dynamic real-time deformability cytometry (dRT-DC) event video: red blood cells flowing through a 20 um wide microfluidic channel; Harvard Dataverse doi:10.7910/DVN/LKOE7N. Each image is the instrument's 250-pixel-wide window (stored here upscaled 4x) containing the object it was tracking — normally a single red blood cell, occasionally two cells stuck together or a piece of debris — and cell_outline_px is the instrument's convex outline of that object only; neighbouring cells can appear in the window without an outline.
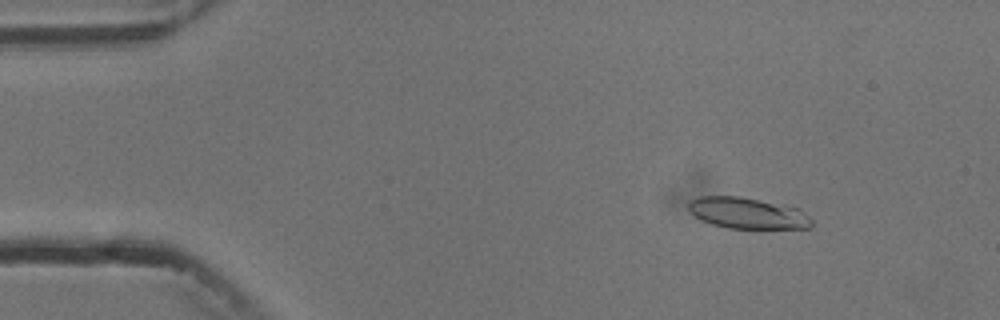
{"species": "common noctule bat (a hibernating species)", "species_latin": "Nyctalus noctula", "temperature_condition": "cold", "stored_images_in_passage": 7, "camera_frame_rate_fps": 3000, "um_per_image_px": 0.085, "animal": {"sex": "male", "body_mass_g": 13.3}, "frame": {"image": 1, "passage_image": 2, "time_ms": 2.0, "image_size_px": [1000, 320], "cell_outline_px": [[812, 228], [728, 228], [712, 224], [696, 216], [688, 208], [688, 204], [692, 200], [700, 196], [740, 196], [784, 204], [800, 208], [812, 220]], "centroid_in_image_um": [63.6, 18.11], "position_along_channel_um": 21.4, "area_um2": 22.31}}
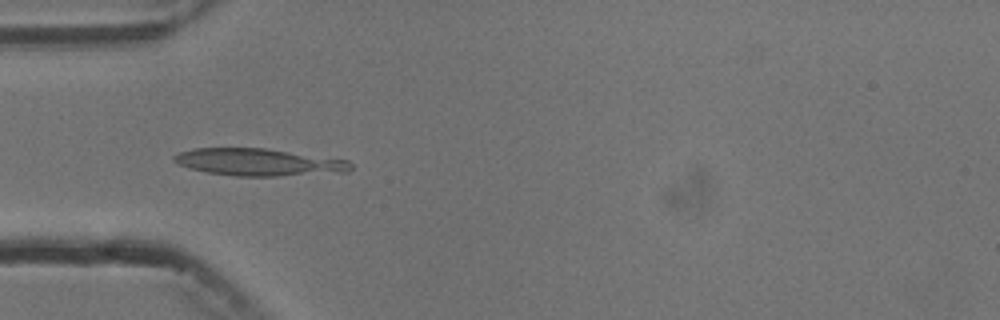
{"frame": {"image": 2, "passage_image": 5, "time_ms": 5.333, "image_size_px": [1000, 320], "cell_outline_px": [[352, 168], [348, 172], [276, 176], [236, 176], [208, 172], [176, 164], [172, 160], [172, 156], [180, 152], [192, 148], [264, 148], [348, 160], [352, 164]], "centroid_in_image_um": [21.98, 13.78], "position_along_channel_um": 63.0, "area_um2": 27.98}}